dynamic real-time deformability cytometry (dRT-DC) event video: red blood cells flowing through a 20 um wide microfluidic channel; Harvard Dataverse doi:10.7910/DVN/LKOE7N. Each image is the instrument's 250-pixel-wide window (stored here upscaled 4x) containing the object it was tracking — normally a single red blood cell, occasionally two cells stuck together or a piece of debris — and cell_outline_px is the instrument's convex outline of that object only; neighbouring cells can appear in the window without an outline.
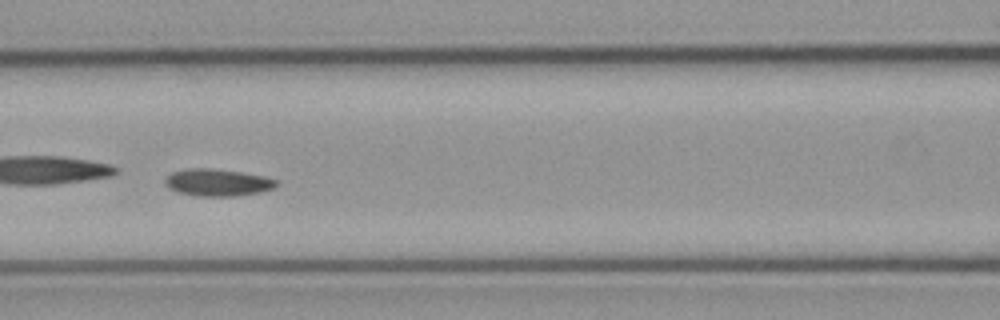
{"species": "common noctule bat (a hibernating species)", "species_latin": "Nyctalus noctula", "temperature_condition": "cold", "stored_images_in_passage": 54, "camera_frame_rate_fps": 3000, "um_per_image_px": 0.085, "animal": {"sex": "male", "body_mass_g": 23.1, "forearm_length_mm": 52.7}, "frame": {"image": 1, "passage_image": 24, "time_ms": 7.667, "image_size_px": [1000, 320], "cell_outline_px": [[280, 184], [272, 188], [260, 192], [236, 196], [196, 196], [176, 192], [168, 188], [164, 184], [164, 180], [172, 172], [188, 168], [208, 168], [240, 172], [264, 176], [276, 180]], "centroid_in_image_um": [18.46, 15.52], "position_along_channel_um": 148.1, "area_um2": 17.63}}
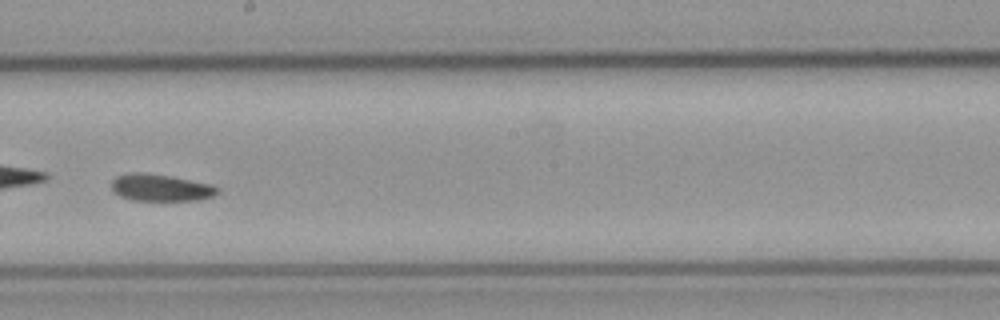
{"frame": {"image": 2, "passage_image": 31, "time_ms": 10.0, "image_size_px": [1000, 320], "cell_outline_px": [[220, 192], [216, 196], [200, 200], [132, 200], [120, 196], [112, 188], [112, 180], [116, 176], [136, 172], [144, 172], [168, 176], [212, 184], [220, 188]], "centroid_in_image_um": [13.72, 15.96], "position_along_channel_um": 234.5, "area_um2": 16.65}, "authors_computed_cell_mechanics": {"area_um2": 16.7909, "velocity_mm_per_s": 3.7111, "shape_relaxation_time_tau1_ms": null, "shape_relaxation_time_tau2_ms": 9.5699, "deformation_change_tau1": null, "deformation_change_tau2": 0.1457}}